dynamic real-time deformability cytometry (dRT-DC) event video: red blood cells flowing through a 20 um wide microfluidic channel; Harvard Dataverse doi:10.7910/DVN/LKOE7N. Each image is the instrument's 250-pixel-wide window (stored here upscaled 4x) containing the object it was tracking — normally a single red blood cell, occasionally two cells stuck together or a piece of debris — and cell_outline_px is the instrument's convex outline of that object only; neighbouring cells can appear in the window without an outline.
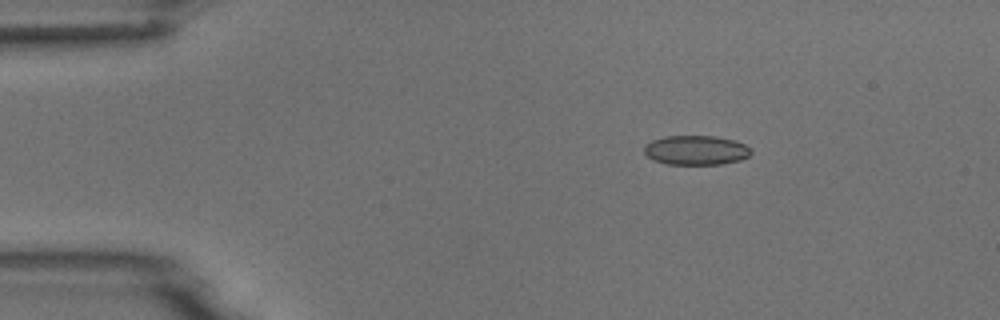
{"species": "common noctule bat (a hibernating species)", "species_latin": "Nyctalus noctula", "temperature_condition": "room temperature", "stored_images_in_passage": 4, "camera_frame_rate_fps": 3000, "um_per_image_px": 0.085, "animal": {"sex": "male", "body_mass_g": 18.8}, "frame": {"image": 1, "passage_image": 2, "time_ms": 1.0, "image_size_px": [1000, 320], "cell_outline_px": [[752, 152], [748, 156], [740, 160], [724, 164], [668, 164], [656, 160], [648, 156], [644, 152], [644, 144], [652, 140], [664, 136], [716, 136], [736, 140], [744, 144]], "centroid_in_image_um": [59.16, 12.75], "position_along_channel_um": 25.8, "area_um2": 18.32}}
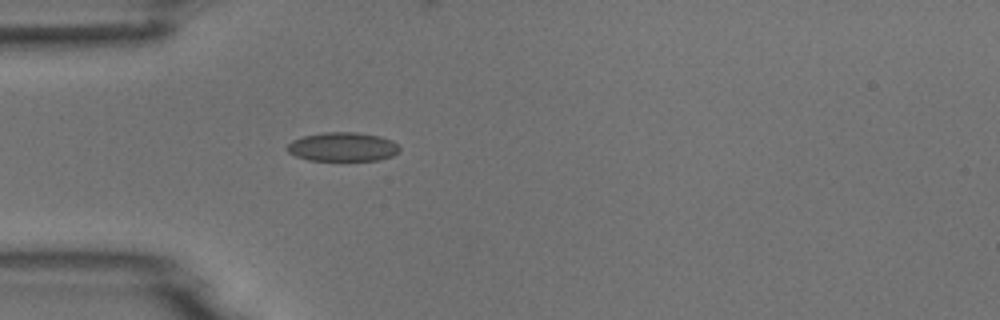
{"frame": {"image": 2, "passage_image": 4, "time_ms": 3.333, "image_size_px": [1000, 320], "cell_outline_px": [[400, 152], [392, 156], [380, 160], [308, 160], [296, 156], [288, 152], [288, 144], [292, 140], [304, 136], [324, 132], [356, 132], [380, 136], [392, 140], [400, 148]], "centroid_in_image_um": [29.16, 12.48], "position_along_channel_um": 55.8, "area_um2": 18.96}}